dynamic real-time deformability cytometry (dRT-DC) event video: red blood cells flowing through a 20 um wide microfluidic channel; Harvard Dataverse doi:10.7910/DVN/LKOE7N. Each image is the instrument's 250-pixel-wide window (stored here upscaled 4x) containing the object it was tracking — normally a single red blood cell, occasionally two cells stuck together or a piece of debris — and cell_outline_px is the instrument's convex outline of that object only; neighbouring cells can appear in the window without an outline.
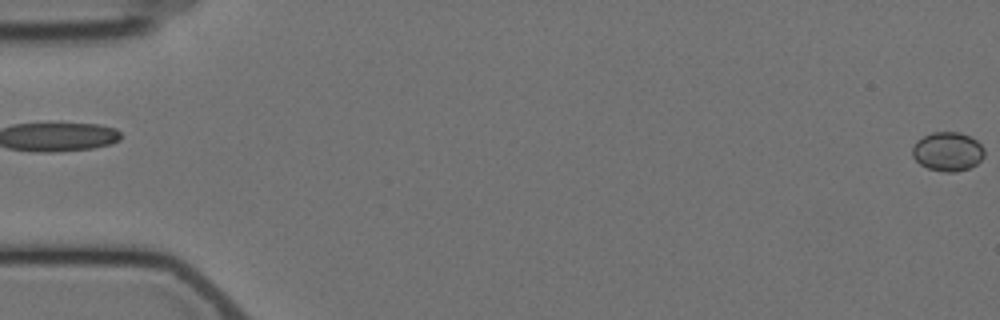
{"species": "Egyptian fruit bat (a non-hibernating species)", "species_latin": "Rousettus aegyptiacus", "temperature_condition": "cold", "stored_images_in_passage": 5, "segment_of_instrument_passage": [2, 2], "camera_frame_rate_fps": 3000, "um_per_image_px": 0.085, "animal": {"sex": "female"}, "frame": {"image": 1, "passage_image": 5, "time_ms": 6.0, "image_size_px": [1000, 320], "cell_outline_px": [[984, 156], [976, 164], [968, 168], [956, 172], [944, 172], [928, 168], [920, 164], [912, 156], [912, 148], [916, 140], [932, 132], [960, 132], [976, 140], [984, 148]], "centroid_in_image_um": [80.54, 12.88], "position_along_channel_um": 4.5, "area_um2": 16.36}}